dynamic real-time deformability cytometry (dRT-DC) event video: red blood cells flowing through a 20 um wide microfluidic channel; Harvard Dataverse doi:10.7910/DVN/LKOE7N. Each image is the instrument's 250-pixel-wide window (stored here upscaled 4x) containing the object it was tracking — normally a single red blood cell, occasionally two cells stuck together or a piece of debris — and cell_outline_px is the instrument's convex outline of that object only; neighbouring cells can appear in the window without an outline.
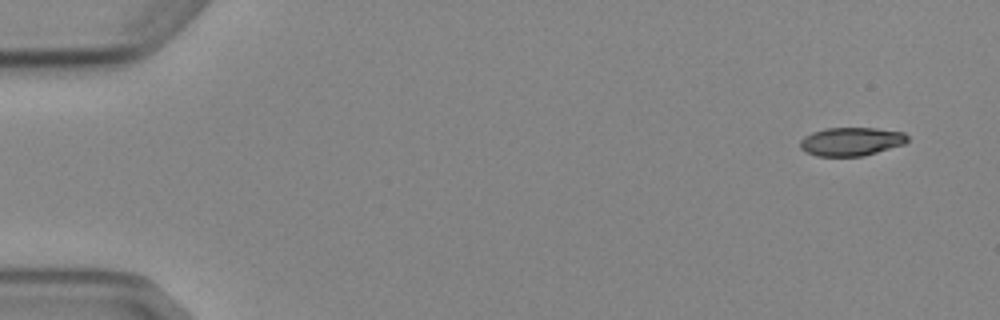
{"species": "Egyptian fruit bat (a non-hibernating species)", "species_latin": "Rousettus aegyptiacus", "temperature_condition": "cold", "stored_images_in_passage": 5, "segment_of_instrument_passage": [1, 2], "camera_frame_rate_fps": 3000, "um_per_image_px": 0.085, "animal": {"sex": "female"}, "frame": {"image": 1, "passage_image": 1, "time_ms": 0.0, "image_size_px": [1000, 320], "cell_outline_px": [[908, 140], [904, 144], [864, 156], [816, 156], [804, 152], [800, 148], [800, 140], [804, 136], [812, 132], [824, 128], [876, 128], [904, 132], [908, 136]], "centroid_in_image_um": [72.33, 12.03], "position_along_channel_um": 12.7, "area_um2": 17.98}}
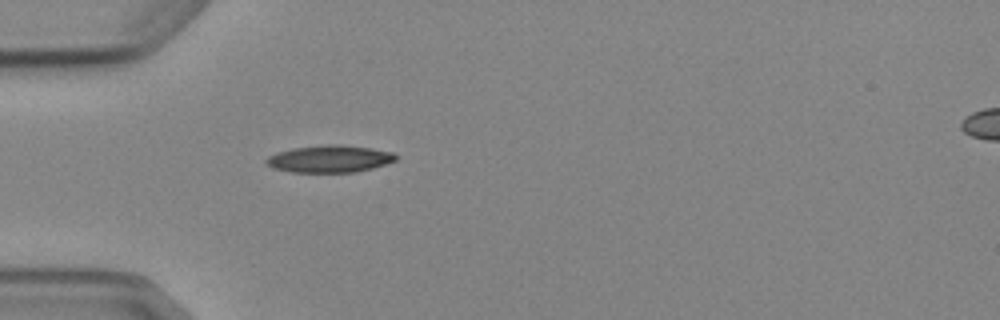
{"frame": {"image": 2, "passage_image": 4, "time_ms": 4.333, "image_size_px": [1000, 320], "cell_outline_px": [[396, 160], [372, 168], [356, 172], [292, 172], [272, 168], [264, 160], [268, 156], [292, 148], [328, 144], [336, 144], [372, 148], [392, 152], [396, 156]], "centroid_in_image_um": [28.0, 13.5], "position_along_channel_um": 57.0, "area_um2": 20.35}}